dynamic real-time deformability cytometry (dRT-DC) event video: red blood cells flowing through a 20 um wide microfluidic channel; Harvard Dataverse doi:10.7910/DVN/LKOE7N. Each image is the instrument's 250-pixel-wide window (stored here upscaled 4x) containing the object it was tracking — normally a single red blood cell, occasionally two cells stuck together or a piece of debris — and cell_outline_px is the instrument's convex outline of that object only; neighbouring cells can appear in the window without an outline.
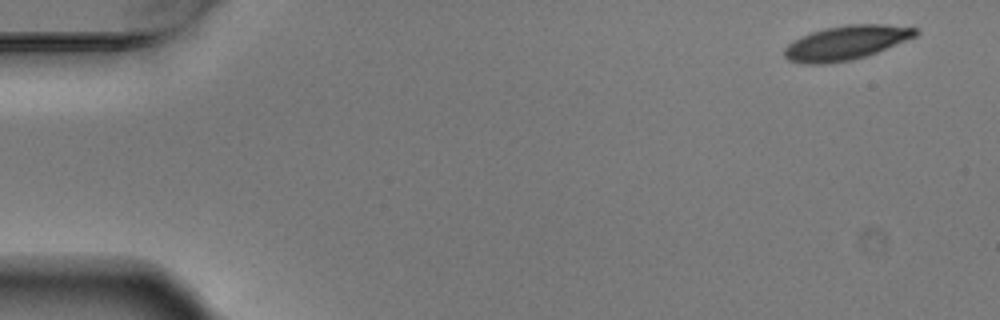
{"species": "Egyptian fruit bat (a non-hibernating species)", "species_latin": "Rousettus aegyptiacus", "temperature_condition": "warm", "stored_images_in_passage": 5, "segment_of_instrument_passage": [1, 2], "camera_frame_rate_fps": 3000, "um_per_image_px": 0.085, "animal": {"sex": "male"}, "frame": {"image": 1, "passage_image": 1, "time_ms": 0.0, "image_size_px": [1000, 320], "cell_outline_px": [[920, 32], [916, 36], [876, 52], [852, 60], [828, 64], [804, 64], [788, 60], [784, 56], [784, 48], [792, 40], [800, 36], [824, 28], [848, 24], [884, 24], [920, 28]], "centroid_in_image_um": [71.89, 3.63], "position_along_channel_um": 13.1, "area_um2": 26.3}}
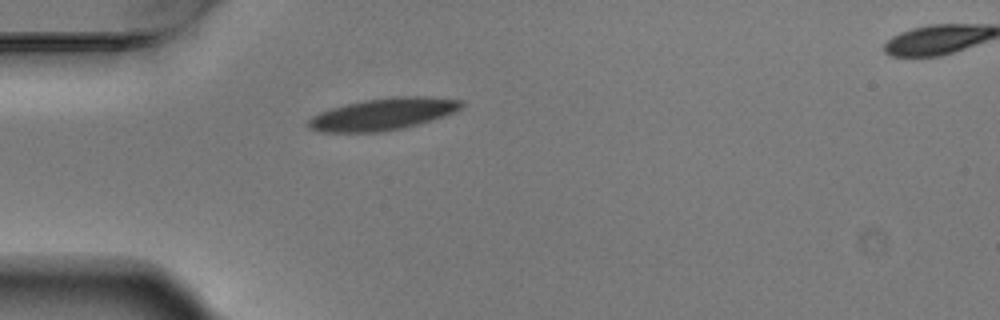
{"frame": {"image": 2, "passage_image": 4, "time_ms": 1.0, "image_size_px": [1000, 320], "cell_outline_px": [[464, 104], [460, 108], [444, 116], [416, 124], [400, 128], [380, 132], [320, 132], [308, 128], [308, 120], [312, 116], [320, 112], [332, 108], [364, 100], [392, 96], [428, 96], [464, 100]], "centroid_in_image_um": [32.55, 9.69], "position_along_channel_um": 52.4, "area_um2": 28.26}}